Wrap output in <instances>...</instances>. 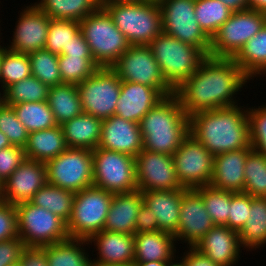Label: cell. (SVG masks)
Returning a JSON list of instances; mask_svg holds the SVG:
<instances>
[{
    "instance_id": "1",
    "label": "cell",
    "mask_w": 266,
    "mask_h": 266,
    "mask_svg": "<svg viewBox=\"0 0 266 266\" xmlns=\"http://www.w3.org/2000/svg\"><path fill=\"white\" fill-rule=\"evenodd\" d=\"M247 82L250 79L233 58L207 56L174 94L190 117L198 112L238 105L236 95Z\"/></svg>"
},
{
    "instance_id": "2",
    "label": "cell",
    "mask_w": 266,
    "mask_h": 266,
    "mask_svg": "<svg viewBox=\"0 0 266 266\" xmlns=\"http://www.w3.org/2000/svg\"><path fill=\"white\" fill-rule=\"evenodd\" d=\"M190 134L214 156L249 148L251 142L248 109L239 103V106L192 114Z\"/></svg>"
},
{
    "instance_id": "3",
    "label": "cell",
    "mask_w": 266,
    "mask_h": 266,
    "mask_svg": "<svg viewBox=\"0 0 266 266\" xmlns=\"http://www.w3.org/2000/svg\"><path fill=\"white\" fill-rule=\"evenodd\" d=\"M143 149L173 155L190 134V117L175 94L164 97L140 120Z\"/></svg>"
},
{
    "instance_id": "4",
    "label": "cell",
    "mask_w": 266,
    "mask_h": 266,
    "mask_svg": "<svg viewBox=\"0 0 266 266\" xmlns=\"http://www.w3.org/2000/svg\"><path fill=\"white\" fill-rule=\"evenodd\" d=\"M166 83L177 89L201 65L207 55L199 48L162 32L149 44Z\"/></svg>"
},
{
    "instance_id": "5",
    "label": "cell",
    "mask_w": 266,
    "mask_h": 266,
    "mask_svg": "<svg viewBox=\"0 0 266 266\" xmlns=\"http://www.w3.org/2000/svg\"><path fill=\"white\" fill-rule=\"evenodd\" d=\"M100 5L131 45H149L163 32L162 14L158 4L142 1Z\"/></svg>"
},
{
    "instance_id": "6",
    "label": "cell",
    "mask_w": 266,
    "mask_h": 266,
    "mask_svg": "<svg viewBox=\"0 0 266 266\" xmlns=\"http://www.w3.org/2000/svg\"><path fill=\"white\" fill-rule=\"evenodd\" d=\"M80 30L99 67H112L131 45L102 6L80 21Z\"/></svg>"
},
{
    "instance_id": "7",
    "label": "cell",
    "mask_w": 266,
    "mask_h": 266,
    "mask_svg": "<svg viewBox=\"0 0 266 266\" xmlns=\"http://www.w3.org/2000/svg\"><path fill=\"white\" fill-rule=\"evenodd\" d=\"M113 195L96 186L75 193L72 213L67 222L69 238L88 240L92 235L101 232Z\"/></svg>"
},
{
    "instance_id": "8",
    "label": "cell",
    "mask_w": 266,
    "mask_h": 266,
    "mask_svg": "<svg viewBox=\"0 0 266 266\" xmlns=\"http://www.w3.org/2000/svg\"><path fill=\"white\" fill-rule=\"evenodd\" d=\"M18 237L26 247H44L69 238L67 223L60 217L30 202L15 205Z\"/></svg>"
},
{
    "instance_id": "9",
    "label": "cell",
    "mask_w": 266,
    "mask_h": 266,
    "mask_svg": "<svg viewBox=\"0 0 266 266\" xmlns=\"http://www.w3.org/2000/svg\"><path fill=\"white\" fill-rule=\"evenodd\" d=\"M93 186L112 194L138 190L135 158L97 147L93 150Z\"/></svg>"
},
{
    "instance_id": "10",
    "label": "cell",
    "mask_w": 266,
    "mask_h": 266,
    "mask_svg": "<svg viewBox=\"0 0 266 266\" xmlns=\"http://www.w3.org/2000/svg\"><path fill=\"white\" fill-rule=\"evenodd\" d=\"M266 24V14L255 10L233 12L210 39L209 56L234 58Z\"/></svg>"
},
{
    "instance_id": "11",
    "label": "cell",
    "mask_w": 266,
    "mask_h": 266,
    "mask_svg": "<svg viewBox=\"0 0 266 266\" xmlns=\"http://www.w3.org/2000/svg\"><path fill=\"white\" fill-rule=\"evenodd\" d=\"M45 165L51 185L74 193L93 186L92 150L68 147Z\"/></svg>"
},
{
    "instance_id": "12",
    "label": "cell",
    "mask_w": 266,
    "mask_h": 266,
    "mask_svg": "<svg viewBox=\"0 0 266 266\" xmlns=\"http://www.w3.org/2000/svg\"><path fill=\"white\" fill-rule=\"evenodd\" d=\"M77 87L83 112L101 120L115 115L121 80L111 67H100Z\"/></svg>"
},
{
    "instance_id": "13",
    "label": "cell",
    "mask_w": 266,
    "mask_h": 266,
    "mask_svg": "<svg viewBox=\"0 0 266 266\" xmlns=\"http://www.w3.org/2000/svg\"><path fill=\"white\" fill-rule=\"evenodd\" d=\"M111 68L121 81L150 86L164 97L174 94L164 80L149 45H130Z\"/></svg>"
},
{
    "instance_id": "14",
    "label": "cell",
    "mask_w": 266,
    "mask_h": 266,
    "mask_svg": "<svg viewBox=\"0 0 266 266\" xmlns=\"http://www.w3.org/2000/svg\"><path fill=\"white\" fill-rule=\"evenodd\" d=\"M172 159L178 180L184 188L210 185L214 155L191 134L181 142Z\"/></svg>"
},
{
    "instance_id": "15",
    "label": "cell",
    "mask_w": 266,
    "mask_h": 266,
    "mask_svg": "<svg viewBox=\"0 0 266 266\" xmlns=\"http://www.w3.org/2000/svg\"><path fill=\"white\" fill-rule=\"evenodd\" d=\"M159 6L163 32L201 49L209 56L210 38L195 18V0H166Z\"/></svg>"
},
{
    "instance_id": "16",
    "label": "cell",
    "mask_w": 266,
    "mask_h": 266,
    "mask_svg": "<svg viewBox=\"0 0 266 266\" xmlns=\"http://www.w3.org/2000/svg\"><path fill=\"white\" fill-rule=\"evenodd\" d=\"M138 190L184 189L176 175L172 155L143 149L135 157Z\"/></svg>"
},
{
    "instance_id": "17",
    "label": "cell",
    "mask_w": 266,
    "mask_h": 266,
    "mask_svg": "<svg viewBox=\"0 0 266 266\" xmlns=\"http://www.w3.org/2000/svg\"><path fill=\"white\" fill-rule=\"evenodd\" d=\"M215 226L207 210L201 194L194 188L182 189V201L179 212V225L174 234L176 242L187 243L195 247L204 235Z\"/></svg>"
},
{
    "instance_id": "18",
    "label": "cell",
    "mask_w": 266,
    "mask_h": 266,
    "mask_svg": "<svg viewBox=\"0 0 266 266\" xmlns=\"http://www.w3.org/2000/svg\"><path fill=\"white\" fill-rule=\"evenodd\" d=\"M18 17L12 42L4 47L23 54L45 49L50 17L34 3L25 6Z\"/></svg>"
},
{
    "instance_id": "19",
    "label": "cell",
    "mask_w": 266,
    "mask_h": 266,
    "mask_svg": "<svg viewBox=\"0 0 266 266\" xmlns=\"http://www.w3.org/2000/svg\"><path fill=\"white\" fill-rule=\"evenodd\" d=\"M47 183L45 163L26 158L3 182L1 201L12 205L29 202Z\"/></svg>"
},
{
    "instance_id": "20",
    "label": "cell",
    "mask_w": 266,
    "mask_h": 266,
    "mask_svg": "<svg viewBox=\"0 0 266 266\" xmlns=\"http://www.w3.org/2000/svg\"><path fill=\"white\" fill-rule=\"evenodd\" d=\"M99 148L136 157L143 150L139 123L113 115L103 120Z\"/></svg>"
},
{
    "instance_id": "21",
    "label": "cell",
    "mask_w": 266,
    "mask_h": 266,
    "mask_svg": "<svg viewBox=\"0 0 266 266\" xmlns=\"http://www.w3.org/2000/svg\"><path fill=\"white\" fill-rule=\"evenodd\" d=\"M241 247L238 232L221 225L211 228L195 246L219 266H236Z\"/></svg>"
},
{
    "instance_id": "22",
    "label": "cell",
    "mask_w": 266,
    "mask_h": 266,
    "mask_svg": "<svg viewBox=\"0 0 266 266\" xmlns=\"http://www.w3.org/2000/svg\"><path fill=\"white\" fill-rule=\"evenodd\" d=\"M164 96L150 86L121 81L115 115L139 123Z\"/></svg>"
},
{
    "instance_id": "23",
    "label": "cell",
    "mask_w": 266,
    "mask_h": 266,
    "mask_svg": "<svg viewBox=\"0 0 266 266\" xmlns=\"http://www.w3.org/2000/svg\"><path fill=\"white\" fill-rule=\"evenodd\" d=\"M97 254L93 262L112 265H128L134 263V235L102 230L88 240ZM93 242V243H92Z\"/></svg>"
},
{
    "instance_id": "24",
    "label": "cell",
    "mask_w": 266,
    "mask_h": 266,
    "mask_svg": "<svg viewBox=\"0 0 266 266\" xmlns=\"http://www.w3.org/2000/svg\"><path fill=\"white\" fill-rule=\"evenodd\" d=\"M252 149V147L238 149L214 156L210 185L234 193L243 192L245 163Z\"/></svg>"
},
{
    "instance_id": "25",
    "label": "cell",
    "mask_w": 266,
    "mask_h": 266,
    "mask_svg": "<svg viewBox=\"0 0 266 266\" xmlns=\"http://www.w3.org/2000/svg\"><path fill=\"white\" fill-rule=\"evenodd\" d=\"M142 198L157 218L158 231L174 235L179 225L182 189L143 191Z\"/></svg>"
},
{
    "instance_id": "26",
    "label": "cell",
    "mask_w": 266,
    "mask_h": 266,
    "mask_svg": "<svg viewBox=\"0 0 266 266\" xmlns=\"http://www.w3.org/2000/svg\"><path fill=\"white\" fill-rule=\"evenodd\" d=\"M142 203L140 190L114 194L103 230L134 235L135 221Z\"/></svg>"
},
{
    "instance_id": "27",
    "label": "cell",
    "mask_w": 266,
    "mask_h": 266,
    "mask_svg": "<svg viewBox=\"0 0 266 266\" xmlns=\"http://www.w3.org/2000/svg\"><path fill=\"white\" fill-rule=\"evenodd\" d=\"M176 238L164 232L134 234V262L170 261L176 257Z\"/></svg>"
},
{
    "instance_id": "28",
    "label": "cell",
    "mask_w": 266,
    "mask_h": 266,
    "mask_svg": "<svg viewBox=\"0 0 266 266\" xmlns=\"http://www.w3.org/2000/svg\"><path fill=\"white\" fill-rule=\"evenodd\" d=\"M103 120L82 112L61 125L65 142L71 148L94 150L98 147Z\"/></svg>"
},
{
    "instance_id": "29",
    "label": "cell",
    "mask_w": 266,
    "mask_h": 266,
    "mask_svg": "<svg viewBox=\"0 0 266 266\" xmlns=\"http://www.w3.org/2000/svg\"><path fill=\"white\" fill-rule=\"evenodd\" d=\"M67 148L61 125H56L49 129L30 132L24 152L27 159L46 163Z\"/></svg>"
},
{
    "instance_id": "30",
    "label": "cell",
    "mask_w": 266,
    "mask_h": 266,
    "mask_svg": "<svg viewBox=\"0 0 266 266\" xmlns=\"http://www.w3.org/2000/svg\"><path fill=\"white\" fill-rule=\"evenodd\" d=\"M89 245L85 239L68 238L41 248L46 252L48 266H91V256L86 252Z\"/></svg>"
},
{
    "instance_id": "31",
    "label": "cell",
    "mask_w": 266,
    "mask_h": 266,
    "mask_svg": "<svg viewBox=\"0 0 266 266\" xmlns=\"http://www.w3.org/2000/svg\"><path fill=\"white\" fill-rule=\"evenodd\" d=\"M47 103L57 125H62L83 112L76 84L62 83L50 87Z\"/></svg>"
},
{
    "instance_id": "32",
    "label": "cell",
    "mask_w": 266,
    "mask_h": 266,
    "mask_svg": "<svg viewBox=\"0 0 266 266\" xmlns=\"http://www.w3.org/2000/svg\"><path fill=\"white\" fill-rule=\"evenodd\" d=\"M233 60L252 81L260 75L266 76V24L247 41Z\"/></svg>"
},
{
    "instance_id": "33",
    "label": "cell",
    "mask_w": 266,
    "mask_h": 266,
    "mask_svg": "<svg viewBox=\"0 0 266 266\" xmlns=\"http://www.w3.org/2000/svg\"><path fill=\"white\" fill-rule=\"evenodd\" d=\"M238 235L240 244L246 251L264 247L266 243V197H251L249 219L246 220Z\"/></svg>"
},
{
    "instance_id": "34",
    "label": "cell",
    "mask_w": 266,
    "mask_h": 266,
    "mask_svg": "<svg viewBox=\"0 0 266 266\" xmlns=\"http://www.w3.org/2000/svg\"><path fill=\"white\" fill-rule=\"evenodd\" d=\"M34 4L52 19L79 22L101 6L97 0H39Z\"/></svg>"
},
{
    "instance_id": "35",
    "label": "cell",
    "mask_w": 266,
    "mask_h": 266,
    "mask_svg": "<svg viewBox=\"0 0 266 266\" xmlns=\"http://www.w3.org/2000/svg\"><path fill=\"white\" fill-rule=\"evenodd\" d=\"M75 193L47 183L29 201L34 206L51 211L56 216L69 221Z\"/></svg>"
},
{
    "instance_id": "36",
    "label": "cell",
    "mask_w": 266,
    "mask_h": 266,
    "mask_svg": "<svg viewBox=\"0 0 266 266\" xmlns=\"http://www.w3.org/2000/svg\"><path fill=\"white\" fill-rule=\"evenodd\" d=\"M17 118L27 131H40L57 125L47 101L22 102L12 105Z\"/></svg>"
},
{
    "instance_id": "37",
    "label": "cell",
    "mask_w": 266,
    "mask_h": 266,
    "mask_svg": "<svg viewBox=\"0 0 266 266\" xmlns=\"http://www.w3.org/2000/svg\"><path fill=\"white\" fill-rule=\"evenodd\" d=\"M49 90L48 85L31 75L8 86L2 93V101L10 106L22 102L47 101Z\"/></svg>"
},
{
    "instance_id": "38",
    "label": "cell",
    "mask_w": 266,
    "mask_h": 266,
    "mask_svg": "<svg viewBox=\"0 0 266 266\" xmlns=\"http://www.w3.org/2000/svg\"><path fill=\"white\" fill-rule=\"evenodd\" d=\"M194 12L200 28L210 39L233 13L220 0H195Z\"/></svg>"
},
{
    "instance_id": "39",
    "label": "cell",
    "mask_w": 266,
    "mask_h": 266,
    "mask_svg": "<svg viewBox=\"0 0 266 266\" xmlns=\"http://www.w3.org/2000/svg\"><path fill=\"white\" fill-rule=\"evenodd\" d=\"M32 75L28 54L7 50L2 46L0 66L1 93L11 84L19 82Z\"/></svg>"
},
{
    "instance_id": "40",
    "label": "cell",
    "mask_w": 266,
    "mask_h": 266,
    "mask_svg": "<svg viewBox=\"0 0 266 266\" xmlns=\"http://www.w3.org/2000/svg\"><path fill=\"white\" fill-rule=\"evenodd\" d=\"M243 193L251 197H266V156L252 149L244 168Z\"/></svg>"
},
{
    "instance_id": "41",
    "label": "cell",
    "mask_w": 266,
    "mask_h": 266,
    "mask_svg": "<svg viewBox=\"0 0 266 266\" xmlns=\"http://www.w3.org/2000/svg\"><path fill=\"white\" fill-rule=\"evenodd\" d=\"M62 83L79 84L94 74L100 67L94 59L85 56L58 55Z\"/></svg>"
},
{
    "instance_id": "42",
    "label": "cell",
    "mask_w": 266,
    "mask_h": 266,
    "mask_svg": "<svg viewBox=\"0 0 266 266\" xmlns=\"http://www.w3.org/2000/svg\"><path fill=\"white\" fill-rule=\"evenodd\" d=\"M202 196L204 208L215 225L228 227L230 191L214 188L211 185L195 188Z\"/></svg>"
},
{
    "instance_id": "43",
    "label": "cell",
    "mask_w": 266,
    "mask_h": 266,
    "mask_svg": "<svg viewBox=\"0 0 266 266\" xmlns=\"http://www.w3.org/2000/svg\"><path fill=\"white\" fill-rule=\"evenodd\" d=\"M32 76L49 87L62 84L59 73L58 55L49 50L40 49L28 54Z\"/></svg>"
},
{
    "instance_id": "44",
    "label": "cell",
    "mask_w": 266,
    "mask_h": 266,
    "mask_svg": "<svg viewBox=\"0 0 266 266\" xmlns=\"http://www.w3.org/2000/svg\"><path fill=\"white\" fill-rule=\"evenodd\" d=\"M80 31V22L50 18L45 49L56 55H61L67 48L71 38Z\"/></svg>"
},
{
    "instance_id": "45",
    "label": "cell",
    "mask_w": 266,
    "mask_h": 266,
    "mask_svg": "<svg viewBox=\"0 0 266 266\" xmlns=\"http://www.w3.org/2000/svg\"><path fill=\"white\" fill-rule=\"evenodd\" d=\"M0 131L4 133L12 146L25 148L29 132L17 118L12 106L0 103Z\"/></svg>"
},
{
    "instance_id": "46",
    "label": "cell",
    "mask_w": 266,
    "mask_h": 266,
    "mask_svg": "<svg viewBox=\"0 0 266 266\" xmlns=\"http://www.w3.org/2000/svg\"><path fill=\"white\" fill-rule=\"evenodd\" d=\"M251 147L266 156V103L247 108Z\"/></svg>"
},
{
    "instance_id": "47",
    "label": "cell",
    "mask_w": 266,
    "mask_h": 266,
    "mask_svg": "<svg viewBox=\"0 0 266 266\" xmlns=\"http://www.w3.org/2000/svg\"><path fill=\"white\" fill-rule=\"evenodd\" d=\"M251 196L243 192L230 191L228 228L239 232L249 219Z\"/></svg>"
},
{
    "instance_id": "48",
    "label": "cell",
    "mask_w": 266,
    "mask_h": 266,
    "mask_svg": "<svg viewBox=\"0 0 266 266\" xmlns=\"http://www.w3.org/2000/svg\"><path fill=\"white\" fill-rule=\"evenodd\" d=\"M26 159L24 149L10 146L0 150V181L2 183L21 165Z\"/></svg>"
},
{
    "instance_id": "49",
    "label": "cell",
    "mask_w": 266,
    "mask_h": 266,
    "mask_svg": "<svg viewBox=\"0 0 266 266\" xmlns=\"http://www.w3.org/2000/svg\"><path fill=\"white\" fill-rule=\"evenodd\" d=\"M18 237L15 205L0 201V242Z\"/></svg>"
},
{
    "instance_id": "50",
    "label": "cell",
    "mask_w": 266,
    "mask_h": 266,
    "mask_svg": "<svg viewBox=\"0 0 266 266\" xmlns=\"http://www.w3.org/2000/svg\"><path fill=\"white\" fill-rule=\"evenodd\" d=\"M26 248L23 241L16 237L0 242V266H9L20 263V257Z\"/></svg>"
},
{
    "instance_id": "51",
    "label": "cell",
    "mask_w": 266,
    "mask_h": 266,
    "mask_svg": "<svg viewBox=\"0 0 266 266\" xmlns=\"http://www.w3.org/2000/svg\"><path fill=\"white\" fill-rule=\"evenodd\" d=\"M158 223L153 210L142 203L135 221V233L156 232Z\"/></svg>"
},
{
    "instance_id": "52",
    "label": "cell",
    "mask_w": 266,
    "mask_h": 266,
    "mask_svg": "<svg viewBox=\"0 0 266 266\" xmlns=\"http://www.w3.org/2000/svg\"><path fill=\"white\" fill-rule=\"evenodd\" d=\"M61 55L85 56L87 59H94L81 30L71 38L67 48H63Z\"/></svg>"
},
{
    "instance_id": "53",
    "label": "cell",
    "mask_w": 266,
    "mask_h": 266,
    "mask_svg": "<svg viewBox=\"0 0 266 266\" xmlns=\"http://www.w3.org/2000/svg\"><path fill=\"white\" fill-rule=\"evenodd\" d=\"M21 266H48L46 252L39 247H26L20 257Z\"/></svg>"
},
{
    "instance_id": "54",
    "label": "cell",
    "mask_w": 266,
    "mask_h": 266,
    "mask_svg": "<svg viewBox=\"0 0 266 266\" xmlns=\"http://www.w3.org/2000/svg\"><path fill=\"white\" fill-rule=\"evenodd\" d=\"M187 248V253L184 252L182 256L186 262V266H219L210 258L199 252L195 247Z\"/></svg>"
},
{
    "instance_id": "55",
    "label": "cell",
    "mask_w": 266,
    "mask_h": 266,
    "mask_svg": "<svg viewBox=\"0 0 266 266\" xmlns=\"http://www.w3.org/2000/svg\"><path fill=\"white\" fill-rule=\"evenodd\" d=\"M230 8L233 12L243 11L249 9V2L248 0H220Z\"/></svg>"
},
{
    "instance_id": "56",
    "label": "cell",
    "mask_w": 266,
    "mask_h": 266,
    "mask_svg": "<svg viewBox=\"0 0 266 266\" xmlns=\"http://www.w3.org/2000/svg\"><path fill=\"white\" fill-rule=\"evenodd\" d=\"M249 9L266 14V0H248Z\"/></svg>"
},
{
    "instance_id": "57",
    "label": "cell",
    "mask_w": 266,
    "mask_h": 266,
    "mask_svg": "<svg viewBox=\"0 0 266 266\" xmlns=\"http://www.w3.org/2000/svg\"><path fill=\"white\" fill-rule=\"evenodd\" d=\"M169 261L134 262V266H168Z\"/></svg>"
},
{
    "instance_id": "58",
    "label": "cell",
    "mask_w": 266,
    "mask_h": 266,
    "mask_svg": "<svg viewBox=\"0 0 266 266\" xmlns=\"http://www.w3.org/2000/svg\"><path fill=\"white\" fill-rule=\"evenodd\" d=\"M11 144L7 138V136L0 131V150L4 148L10 147Z\"/></svg>"
},
{
    "instance_id": "59",
    "label": "cell",
    "mask_w": 266,
    "mask_h": 266,
    "mask_svg": "<svg viewBox=\"0 0 266 266\" xmlns=\"http://www.w3.org/2000/svg\"><path fill=\"white\" fill-rule=\"evenodd\" d=\"M181 260H177L176 257L168 262V266H186V262L183 257H179ZM176 259V261H175ZM174 260V261H173ZM179 261V262H178Z\"/></svg>"
},
{
    "instance_id": "60",
    "label": "cell",
    "mask_w": 266,
    "mask_h": 266,
    "mask_svg": "<svg viewBox=\"0 0 266 266\" xmlns=\"http://www.w3.org/2000/svg\"><path fill=\"white\" fill-rule=\"evenodd\" d=\"M144 0H104L102 3H136Z\"/></svg>"
},
{
    "instance_id": "61",
    "label": "cell",
    "mask_w": 266,
    "mask_h": 266,
    "mask_svg": "<svg viewBox=\"0 0 266 266\" xmlns=\"http://www.w3.org/2000/svg\"><path fill=\"white\" fill-rule=\"evenodd\" d=\"M91 266H134V264H128V265H112V264H104L101 262H93L91 263Z\"/></svg>"
},
{
    "instance_id": "62",
    "label": "cell",
    "mask_w": 266,
    "mask_h": 266,
    "mask_svg": "<svg viewBox=\"0 0 266 266\" xmlns=\"http://www.w3.org/2000/svg\"><path fill=\"white\" fill-rule=\"evenodd\" d=\"M164 1L166 0H144V2H148V3H154V4H162Z\"/></svg>"
},
{
    "instance_id": "63",
    "label": "cell",
    "mask_w": 266,
    "mask_h": 266,
    "mask_svg": "<svg viewBox=\"0 0 266 266\" xmlns=\"http://www.w3.org/2000/svg\"><path fill=\"white\" fill-rule=\"evenodd\" d=\"M2 193H3V183L2 181H0V201H1Z\"/></svg>"
},
{
    "instance_id": "64",
    "label": "cell",
    "mask_w": 266,
    "mask_h": 266,
    "mask_svg": "<svg viewBox=\"0 0 266 266\" xmlns=\"http://www.w3.org/2000/svg\"><path fill=\"white\" fill-rule=\"evenodd\" d=\"M1 60H2V44L0 45V66H1Z\"/></svg>"
},
{
    "instance_id": "65",
    "label": "cell",
    "mask_w": 266,
    "mask_h": 266,
    "mask_svg": "<svg viewBox=\"0 0 266 266\" xmlns=\"http://www.w3.org/2000/svg\"><path fill=\"white\" fill-rule=\"evenodd\" d=\"M9 266H21L20 263H15V264H12V265H9Z\"/></svg>"
},
{
    "instance_id": "66",
    "label": "cell",
    "mask_w": 266,
    "mask_h": 266,
    "mask_svg": "<svg viewBox=\"0 0 266 266\" xmlns=\"http://www.w3.org/2000/svg\"><path fill=\"white\" fill-rule=\"evenodd\" d=\"M2 102V93L0 92V103Z\"/></svg>"
},
{
    "instance_id": "67",
    "label": "cell",
    "mask_w": 266,
    "mask_h": 266,
    "mask_svg": "<svg viewBox=\"0 0 266 266\" xmlns=\"http://www.w3.org/2000/svg\"><path fill=\"white\" fill-rule=\"evenodd\" d=\"M103 1H104V0H97V2H98L99 4H101Z\"/></svg>"
}]
</instances>
